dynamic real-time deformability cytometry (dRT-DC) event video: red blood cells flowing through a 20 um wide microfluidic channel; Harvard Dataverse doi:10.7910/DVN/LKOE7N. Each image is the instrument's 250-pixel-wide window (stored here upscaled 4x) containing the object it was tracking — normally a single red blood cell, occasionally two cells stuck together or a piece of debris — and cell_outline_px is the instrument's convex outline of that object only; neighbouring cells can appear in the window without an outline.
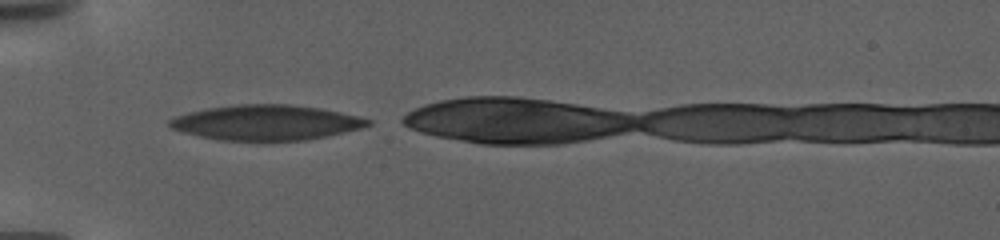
{"species": "human", "species_latin": "Homo sapiens", "temperature_condition": "warm", "stored_images_in_passage": 69, "camera_frame_rate_fps": 3000, "um_per_image_px": 0.085, "donor": {"sex": "female"}, "frame": {"image": 1, "passage_image": 1, "time_ms": 0.0, "image_size_px": [1000, 240], "cell_outline_px": [[372, 124], [360, 128], [328, 136], [308, 140], [216, 140], [180, 132], [172, 128], [168, 124], [168, 120], [176, 116], [188, 112], [208, 108], [236, 104], [288, 104], [320, 108], [340, 112], [372, 120]], "centroid_in_image_um": [22.59, 10.42], "position_along_channel_um": 62.4, "area_um2": 40.63}}
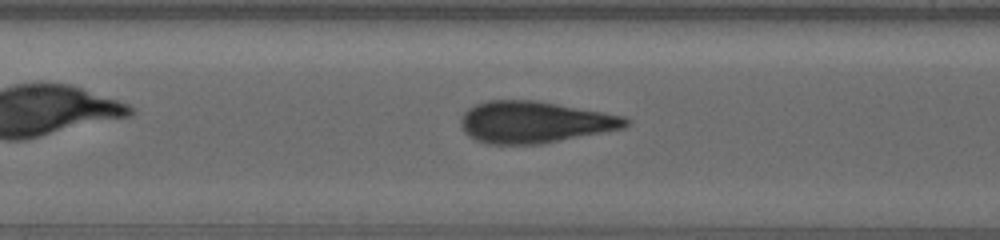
{"frame": {"image": 2, "passage_image": 21, "time_ms": 6.667, "image_size_px": [1000, 240], "cell_outline_px": [[632, 124], [624, 128], [544, 144], [488, 144], [476, 140], [468, 136], [464, 132], [460, 124], [460, 120], [464, 112], [468, 108], [476, 104], [488, 100], [536, 100], [624, 116], [632, 120]], "centroid_in_image_um": [45.45, 10.39], "position_along_channel_um": 162.0, "area_um2": 40.34}}
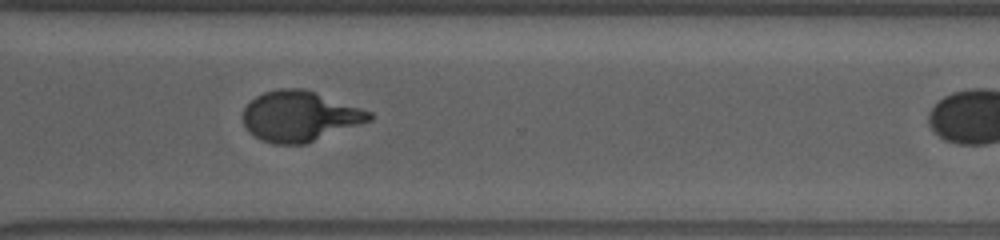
{"frame": {"image": 3, "passage_image": 55, "time_ms": 18.0, "image_size_px": [1000, 240], "cell_outline_px": [[372, 120], [308, 144], [272, 144], [260, 140], [248, 132], [244, 124], [244, 108], [256, 96], [264, 92], [276, 88], [304, 88], [316, 92], [372, 112]], "centroid_in_image_um": [25.48, 9.89], "position_along_channel_um": 345.1, "area_um2": 37.34}}